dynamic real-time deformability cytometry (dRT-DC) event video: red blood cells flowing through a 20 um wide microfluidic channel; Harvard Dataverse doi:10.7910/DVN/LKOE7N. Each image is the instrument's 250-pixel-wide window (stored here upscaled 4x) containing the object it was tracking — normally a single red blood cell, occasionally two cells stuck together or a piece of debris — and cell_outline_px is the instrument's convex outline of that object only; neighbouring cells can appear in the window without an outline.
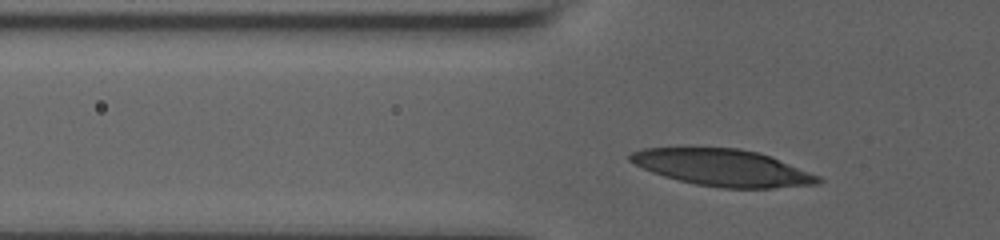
{"species": "human", "species_latin": "Homo sapiens", "temperature_condition": "room temperature", "stored_images_in_passage": 29, "camera_frame_rate_fps": 3000, "um_per_image_px": 0.085, "donor": {"sex": "male"}, "frame": {"image": 1, "passage_image": 2, "time_ms": 0.333, "image_size_px": [1000, 240], "cell_outline_px": [[824, 180], [820, 184], [772, 188], [720, 188], [696, 184], [664, 176], [652, 172], [628, 160], [628, 156], [632, 152], [644, 148], [740, 148], [760, 152], [820, 176]], "centroid_in_image_um": [61.47, 14.26], "position_along_channel_um": 64.3, "area_um2": 40.11}}
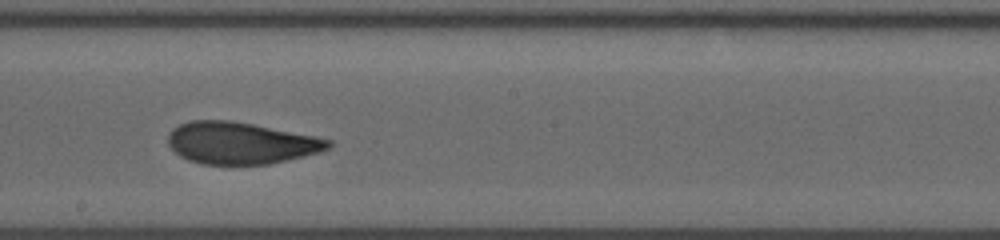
{"frame": {"image": 2, "passage_image": 16, "time_ms": 5.0, "image_size_px": [1000, 240], "cell_outline_px": [[332, 144], [328, 148], [320, 152], [304, 156], [268, 164], [204, 164], [188, 160], [180, 156], [168, 144], [168, 132], [172, 128], [188, 120], [232, 120], [316, 136], [332, 140]], "centroid_in_image_um": [20.45, 12.14], "position_along_channel_um": 227.8, "area_um2": 39.13}}
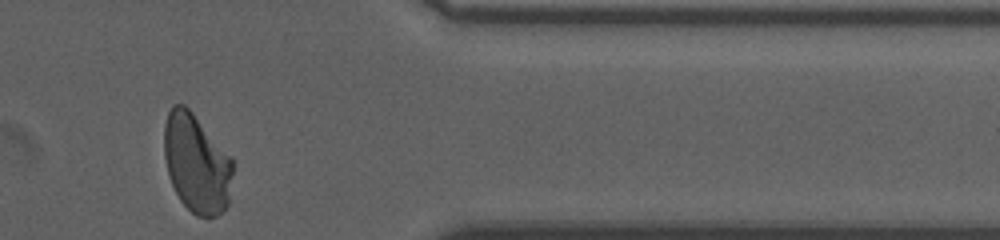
{"frame": {"image": 3, "passage_image": 27, "time_ms": 10.0, "image_size_px": [1000, 240], "cell_outline_px": [[232, 172], [228, 204], [216, 216], [196, 216], [180, 200], [168, 176], [164, 156], [164, 124], [168, 112], [172, 104], [184, 104], [192, 112], [232, 156]], "centroid_in_image_um": [16.69, 13.86], "position_along_channel_um": 394.7, "area_um2": 39.48}, "authors_computed_cell_mechanics": {"area_um2": 39.593, "velocity_mm_per_s": 3.6462, "shape_relaxation_time_tau1_ms": 6.6574, "shape_relaxation_time_tau2_ms": 1.5991, "deformation_change_tau1": 0.206, "deformation_change_tau2": 0.079}}